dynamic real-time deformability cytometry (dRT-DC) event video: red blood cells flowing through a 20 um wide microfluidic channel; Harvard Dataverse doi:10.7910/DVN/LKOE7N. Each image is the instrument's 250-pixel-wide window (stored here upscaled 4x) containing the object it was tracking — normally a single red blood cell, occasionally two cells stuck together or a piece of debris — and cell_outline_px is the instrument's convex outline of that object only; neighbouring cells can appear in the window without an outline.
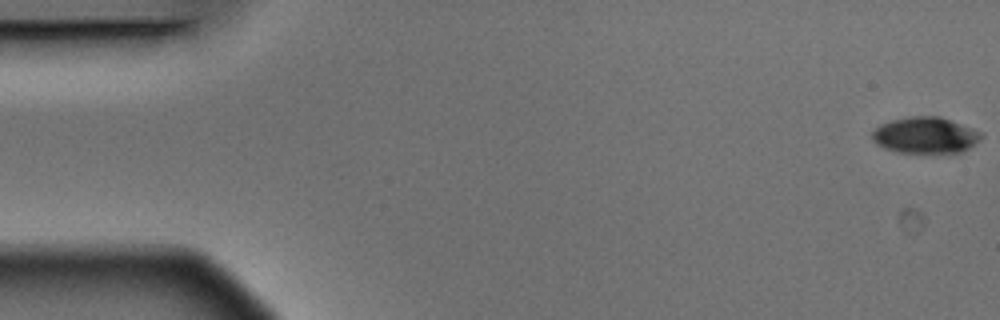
{"species": "Egyptian fruit bat (a non-hibernating species)", "species_latin": "Rousettus aegyptiacus", "temperature_condition": "warm", "stored_images_in_passage": 5, "camera_frame_rate_fps": 3000, "um_per_image_px": 0.085, "animal": {"sex": "male"}, "frame": {"image": 1, "passage_image": 1, "time_ms": 0.0, "image_size_px": [1000, 320], "cell_outline_px": [[984, 136], [976, 144], [960, 152], [896, 152], [884, 148], [876, 144], [872, 140], [872, 132], [880, 124], [892, 120], [908, 116], [940, 116], [984, 132]], "centroid_in_image_um": [78.67, 11.48], "position_along_channel_um": 6.3, "area_um2": 23.18}}